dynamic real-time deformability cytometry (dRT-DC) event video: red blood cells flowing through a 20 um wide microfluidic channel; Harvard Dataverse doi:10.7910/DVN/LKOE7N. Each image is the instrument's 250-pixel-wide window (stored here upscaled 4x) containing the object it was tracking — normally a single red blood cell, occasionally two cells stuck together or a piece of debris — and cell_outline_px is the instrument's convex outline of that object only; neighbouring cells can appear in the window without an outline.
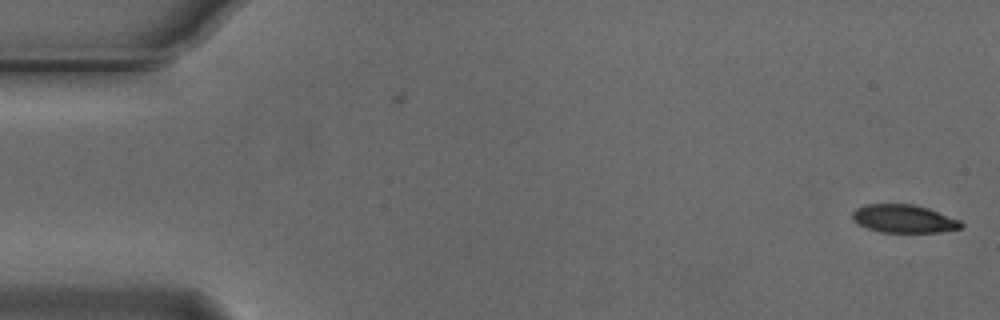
{"species": "Egyptian fruit bat (a non-hibernating species)", "species_latin": "Rousettus aegyptiacus", "temperature_condition": "cold", "stored_images_in_passage": 53, "camera_frame_rate_fps": 3000, "um_per_image_px": 0.085, "animal": {"sex": "male"}, "frame": {"image": 1, "passage_image": 1, "time_ms": 0.0, "image_size_px": [1000, 320], "cell_outline_px": [[964, 224], [960, 228], [940, 232], [880, 232], [868, 228], [852, 220], [852, 212], [856, 208], [864, 204], [912, 204], [928, 208], [960, 220]], "centroid_in_image_um": [76.81, 18.59], "position_along_channel_um": 8.2, "area_um2": 17.74}}
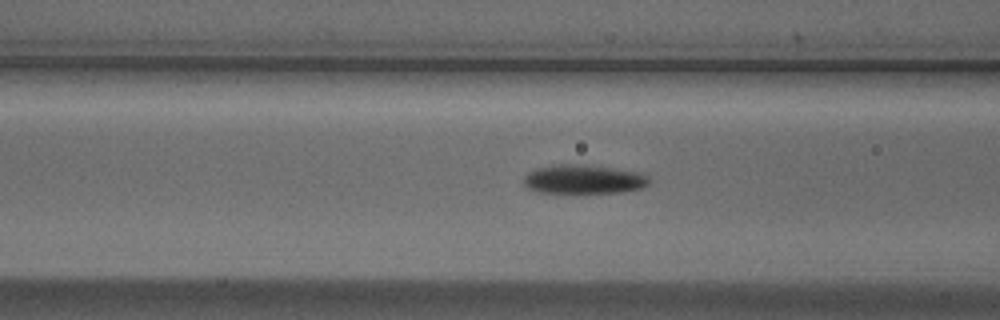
{"frame": {"image": 2, "passage_image": 21, "time_ms": 6.667, "image_size_px": [1000, 320], "cell_outline_px": [[652, 180], [648, 184], [640, 188], [624, 192], [536, 192], [528, 188], [524, 184], [524, 176], [528, 172], [536, 168], [556, 164], [580, 164], [644, 172]], "centroid_in_image_um": [49.64, 15.22], "position_along_channel_um": 117.0, "area_um2": 21.27}}
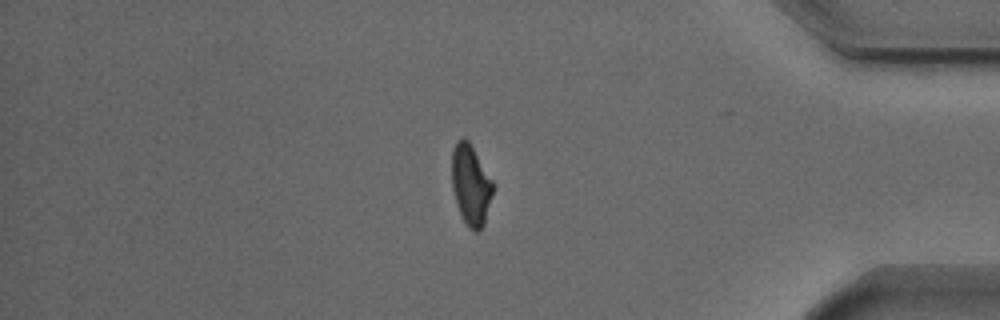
{"frame": {"image": 3, "passage_image": 46, "time_ms": 15.0, "image_size_px": [1000, 320], "cell_outline_px": [[492, 196], [484, 224], [476, 232], [468, 228], [456, 204], [452, 188], [452, 148], [456, 140], [464, 136], [472, 144], [492, 180]], "centroid_in_image_um": [40.0, 15.66], "position_along_channel_um": 395.2, "area_um2": 19.36}, "authors_computed_cell_mechanics": {"area_um2": 19.9988, "velocity_mm_per_s": 3.7247, "shape_relaxation_time_tau1_ms": 2.935, "shape_relaxation_time_tau2_ms": 4.7903, "deformation_change_tau1": 0.1216, "deformation_change_tau2": 0.0857}}